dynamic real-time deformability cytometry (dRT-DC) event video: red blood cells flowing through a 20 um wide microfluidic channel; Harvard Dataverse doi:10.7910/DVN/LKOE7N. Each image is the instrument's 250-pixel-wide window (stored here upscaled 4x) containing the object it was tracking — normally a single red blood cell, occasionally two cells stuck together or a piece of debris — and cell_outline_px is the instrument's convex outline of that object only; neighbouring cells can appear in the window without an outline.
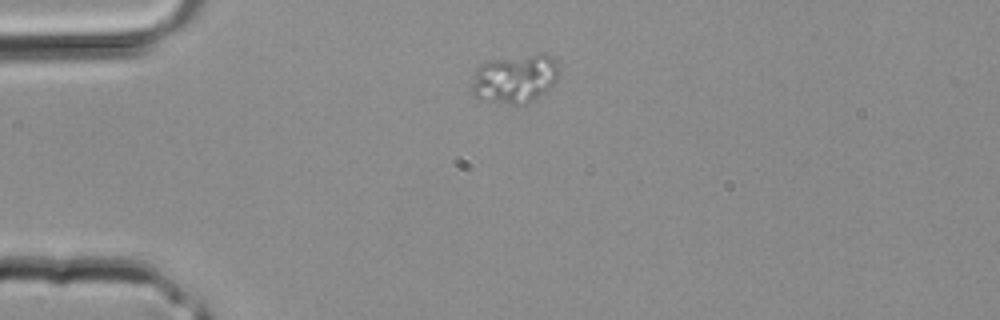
{"species": "common noctule bat (a hibernating species)", "species_latin": "Nyctalus noctula", "temperature_condition": "room temperature", "stored_images_in_passage": 1, "camera_frame_rate_fps": 3000, "um_per_image_px": 0.085, "animal": {"sex": "male", "body_mass_g": 20.4}, "frame": {"image": 1, "passage_image": 1, "time_ms": 0.0, "image_size_px": [1000, 320], "cell_outline_px": [[560, 68], [556, 80], [544, 92], [532, 100], [524, 104], [508, 104], [476, 96], [472, 92], [472, 84], [476, 68], [480, 64], [492, 60], [536, 52], [544, 52], [556, 60], [560, 64]], "centroid_in_image_um": [43.82, 6.62], "position_along_channel_um": 41.2, "area_um2": 24.74}}